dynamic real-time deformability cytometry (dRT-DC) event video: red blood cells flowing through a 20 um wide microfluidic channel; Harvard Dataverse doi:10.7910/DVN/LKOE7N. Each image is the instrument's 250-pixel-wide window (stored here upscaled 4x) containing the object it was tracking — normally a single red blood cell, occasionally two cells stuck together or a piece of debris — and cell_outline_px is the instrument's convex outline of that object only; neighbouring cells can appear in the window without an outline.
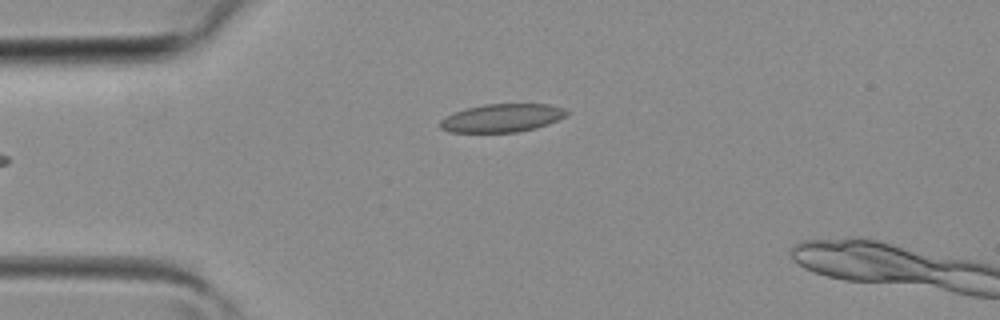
{"species": "common noctule bat (a hibernating species)", "species_latin": "Nyctalus noctula", "temperature_condition": "room temperature", "stored_images_in_passage": 3, "camera_frame_rate_fps": 3000, "um_per_image_px": 0.085, "animal": {"sex": "female", "body_mass_g": 19.3, "forearm_length_mm": 54.1}, "frame": {"image": 1, "passage_image": 3, "time_ms": 0.667, "image_size_px": [1000, 320], "cell_outline_px": [[568, 112], [564, 116], [548, 124], [536, 128], [516, 132], [448, 132], [440, 128], [440, 120], [456, 112], [468, 108], [484, 104], [548, 104], [564, 108]], "centroid_in_image_um": [42.67, 10.03], "position_along_channel_um": 42.3, "area_um2": 20.52}}